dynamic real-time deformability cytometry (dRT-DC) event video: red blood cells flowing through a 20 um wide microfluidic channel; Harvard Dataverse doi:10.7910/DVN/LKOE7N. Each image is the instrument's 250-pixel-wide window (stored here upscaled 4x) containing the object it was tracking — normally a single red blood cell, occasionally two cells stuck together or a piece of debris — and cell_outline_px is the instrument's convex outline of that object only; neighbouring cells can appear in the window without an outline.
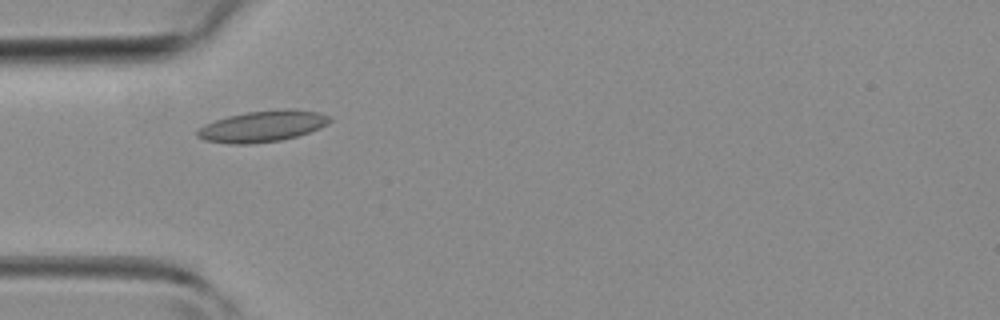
{"species": "common noctule bat (a hibernating species)", "species_latin": "Nyctalus noctula", "temperature_condition": "room temperature", "stored_images_in_passage": 6, "camera_frame_rate_fps": 3000, "um_per_image_px": 0.085, "animal": {"sex": "female", "body_mass_g": 19.3, "forearm_length_mm": 54.1}, "frame": {"image": 1, "passage_image": 3, "time_ms": 0.667, "image_size_px": [1000, 320], "cell_outline_px": [[332, 120], [328, 124], [320, 128], [296, 136], [280, 140], [248, 144], [232, 144], [204, 140], [196, 136], [196, 132], [204, 124], [228, 116], [248, 112], [288, 108], [292, 108], [320, 112], [332, 116]], "centroid_in_image_um": [22.35, 10.72], "position_along_channel_um": 62.6, "area_um2": 24.1}}